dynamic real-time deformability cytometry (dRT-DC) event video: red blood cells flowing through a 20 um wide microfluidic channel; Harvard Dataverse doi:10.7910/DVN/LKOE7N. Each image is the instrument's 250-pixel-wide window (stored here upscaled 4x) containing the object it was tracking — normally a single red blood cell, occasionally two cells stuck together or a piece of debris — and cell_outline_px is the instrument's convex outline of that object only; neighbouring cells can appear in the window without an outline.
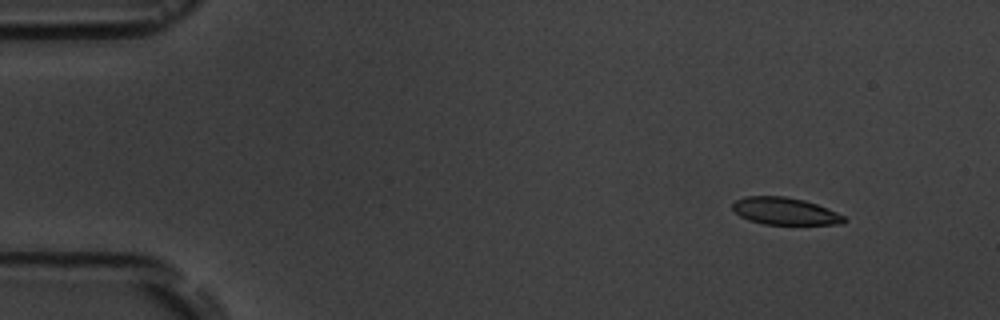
{"species": "common noctule bat (a hibernating species)", "species_latin": "Nyctalus noctula", "temperature_condition": "room temperature", "stored_images_in_passage": 6, "camera_frame_rate_fps": 3000, "um_per_image_px": 0.085, "animal": {"sex": "male", "body_mass_g": 19.5, "forearm_length_mm": 54.6}, "frame": {"image": 1, "passage_image": 2, "time_ms": 1.0, "image_size_px": [1000, 320], "cell_outline_px": [[848, 220], [844, 224], [764, 224], [748, 220], [740, 216], [732, 208], [732, 204], [736, 200], [744, 196], [784, 196], [804, 200], [816, 204], [836, 212], [844, 216]], "centroid_in_image_um": [66.71, 17.95], "position_along_channel_um": 18.3, "area_um2": 17.63}}
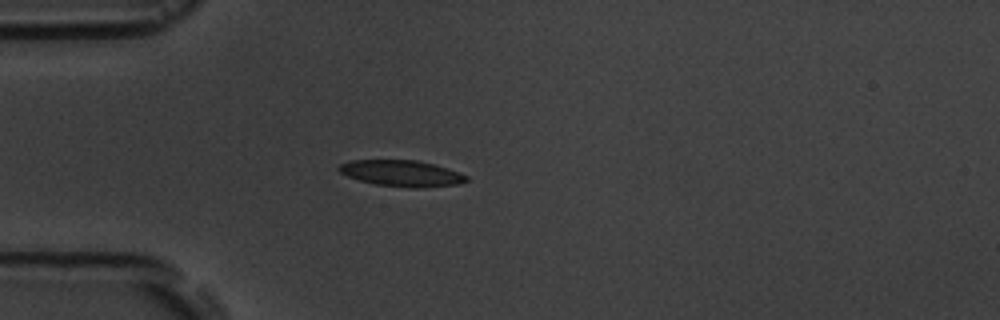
{"frame": {"image": 2, "passage_image": 4, "time_ms": 4.333, "image_size_px": [1000, 320], "cell_outline_px": [[468, 180], [460, 184], [424, 188], [412, 188], [376, 184], [360, 180], [348, 176], [340, 172], [336, 168], [340, 164], [352, 160], [416, 160], [432, 164], [468, 176]], "centroid_in_image_um": [34.12, 14.74], "position_along_channel_um": 50.9, "area_um2": 19.25}}
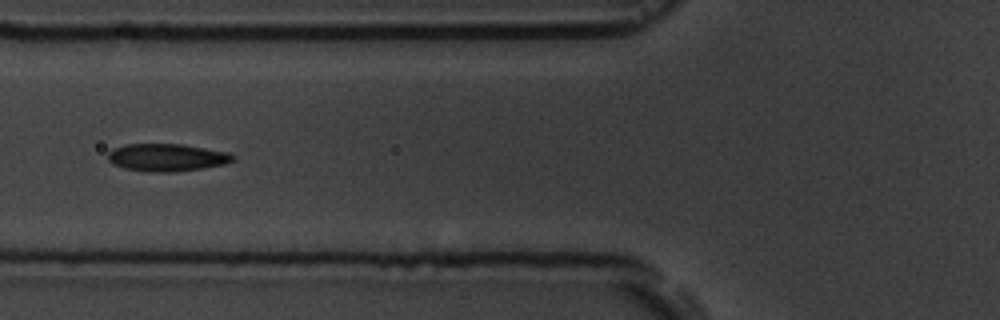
{"frame": {"image": 3, "passage_image": 6, "time_ms": 6.333, "image_size_px": [1000, 320], "cell_outline_px": [[236, 160], [224, 164], [176, 172], [152, 172], [124, 168], [112, 164], [108, 160], [108, 152], [112, 148], [124, 144], [180, 144], [228, 152], [236, 156]], "centroid_in_image_um": [14.16, 13.38], "position_along_channel_um": 111.6, "area_um2": 20.11}}